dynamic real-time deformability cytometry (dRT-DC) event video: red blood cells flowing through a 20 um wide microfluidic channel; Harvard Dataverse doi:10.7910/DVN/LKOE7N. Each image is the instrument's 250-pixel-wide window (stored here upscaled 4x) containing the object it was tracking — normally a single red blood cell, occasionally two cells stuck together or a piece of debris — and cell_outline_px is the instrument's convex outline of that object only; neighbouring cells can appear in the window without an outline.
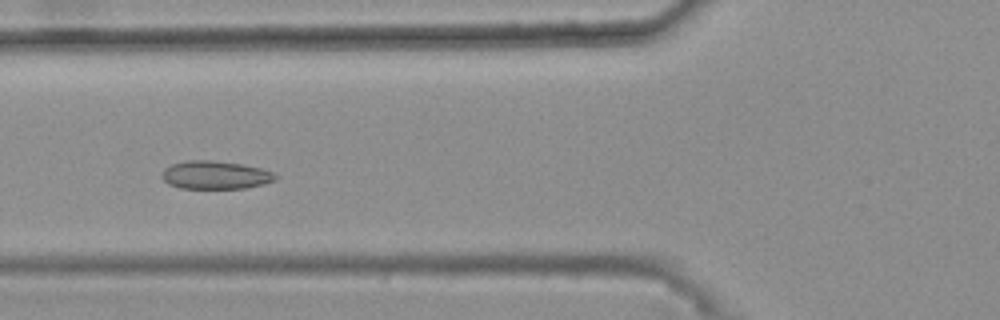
{"species": "common noctule bat (a hibernating species)", "species_latin": "Nyctalus noctula", "temperature_condition": "warm", "stored_images_in_passage": 33, "camera_frame_rate_fps": 3000, "um_per_image_px": 0.085, "animal": {"sex": "female", "body_mass_g": 25.1}, "frame": {"image": 1, "passage_image": 8, "time_ms": 2.333, "image_size_px": [1000, 320], "cell_outline_px": [[276, 180], [264, 184], [244, 188], [180, 188], [168, 184], [160, 176], [164, 168], [172, 164], [188, 160], [212, 160], [240, 164], [260, 168], [272, 172], [276, 176]], "centroid_in_image_um": [18.27, 14.87], "position_along_channel_um": 107.5, "area_um2": 18.55}}
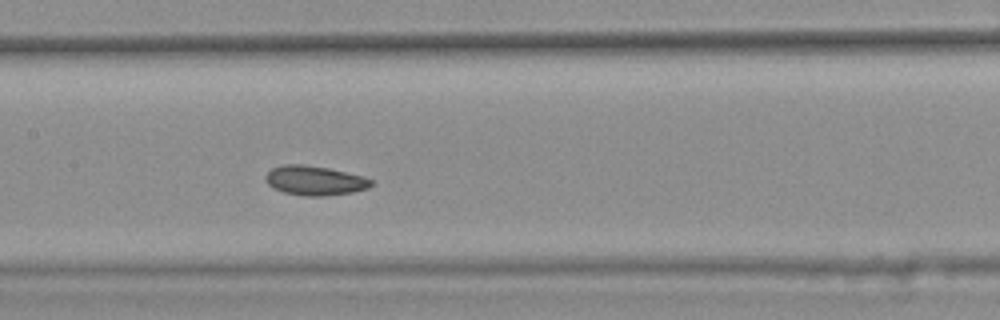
{"frame": {"image": 2, "passage_image": 14, "time_ms": 4.333, "image_size_px": [1000, 320], "cell_outline_px": [[376, 180], [368, 188], [352, 192], [324, 196], [304, 196], [284, 192], [272, 188], [264, 180], [264, 176], [272, 168], [284, 164], [304, 164], [328, 168], [364, 176]], "centroid_in_image_um": [26.75, 15.34], "position_along_channel_um": 180.6, "area_um2": 18.32}}
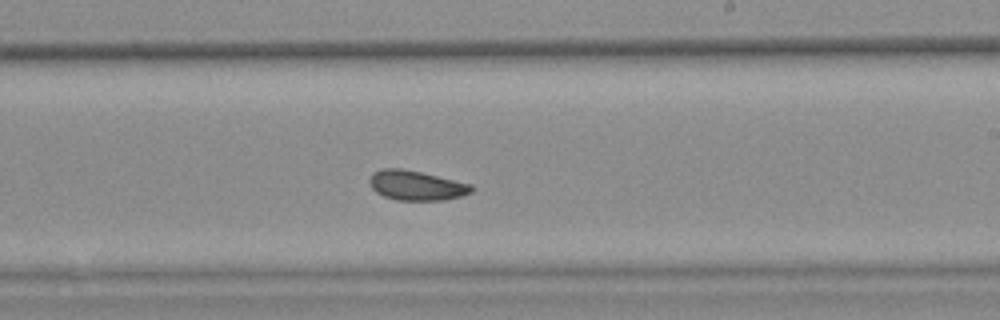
{"frame": {"image": 3, "passage_image": 20, "time_ms": 6.333, "image_size_px": [1000, 320], "cell_outline_px": [[476, 188], [472, 192], [460, 196], [444, 200], [396, 200], [384, 196], [376, 192], [372, 188], [368, 180], [372, 172], [384, 168], [400, 168], [420, 172], [472, 184]], "centroid_in_image_um": [35.38, 15.76], "position_along_channel_um": 253.6, "area_um2": 17.69}, "authors_computed_cell_mechanics": {"area_um2": 17.7446, "velocity_mm_per_s": 3.6633, "shape_relaxation_time_tau1_ms": null, "shape_relaxation_time_tau2_ms": 2.7612, "deformation_change_tau1": null, "deformation_change_tau2": 0.0549}}